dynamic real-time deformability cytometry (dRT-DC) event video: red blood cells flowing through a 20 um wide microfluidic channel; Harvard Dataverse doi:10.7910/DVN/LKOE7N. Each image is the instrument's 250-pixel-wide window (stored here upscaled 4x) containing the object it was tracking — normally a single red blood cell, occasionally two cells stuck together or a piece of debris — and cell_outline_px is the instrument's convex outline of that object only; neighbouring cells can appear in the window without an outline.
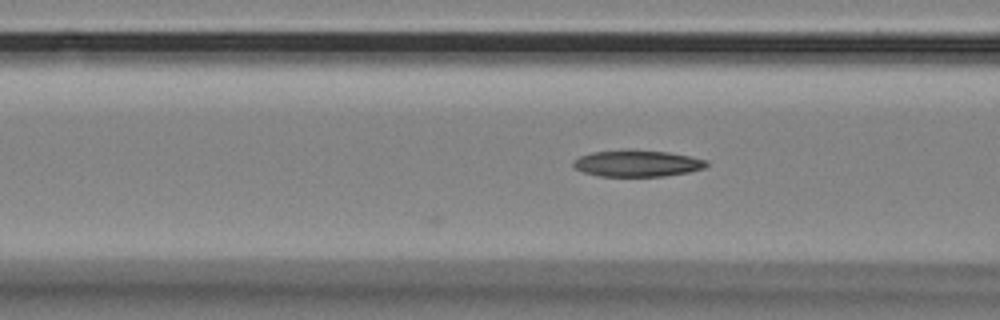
{"species": "Egyptian fruit bat (a non-hibernating species)", "species_latin": "Rousettus aegyptiacus", "temperature_condition": "room temperature", "stored_images_in_passage": 6, "camera_frame_rate_fps": 3000, "um_per_image_px": 0.085, "animal": {"sex": "female"}, "frame": {"image": 1, "passage_image": 6, "time_ms": 1.667, "image_size_px": [1000, 320], "cell_outline_px": [[708, 164], [704, 168], [688, 172], [664, 176], [600, 176], [584, 172], [576, 168], [572, 164], [572, 160], [580, 156], [592, 152], [628, 148], [632, 148], [668, 152], [708, 160]], "centroid_in_image_um": [54.14, 13.86], "position_along_channel_um": 112.5, "area_um2": 20.87}}